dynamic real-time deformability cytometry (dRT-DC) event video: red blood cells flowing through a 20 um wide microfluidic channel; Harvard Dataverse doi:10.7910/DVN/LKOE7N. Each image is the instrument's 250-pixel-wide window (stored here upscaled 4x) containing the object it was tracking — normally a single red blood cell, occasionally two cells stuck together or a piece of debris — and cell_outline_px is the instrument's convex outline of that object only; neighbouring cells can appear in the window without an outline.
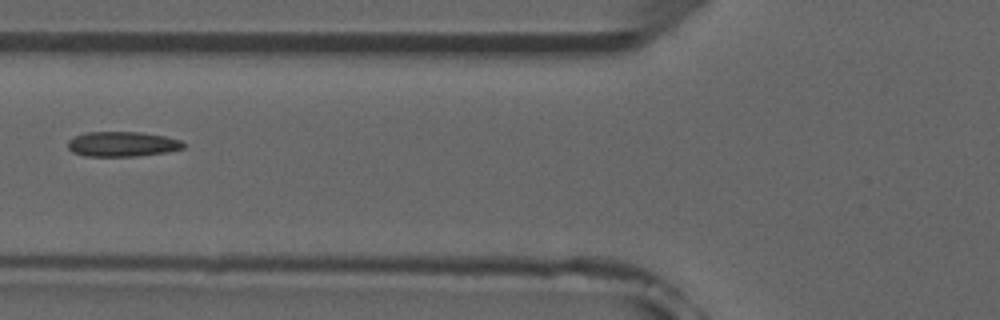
{"species": "common noctule bat (a hibernating species)", "species_latin": "Nyctalus noctula", "temperature_condition": "room temperature", "stored_images_in_passage": 6, "camera_frame_rate_fps": 3000, "um_per_image_px": 0.085, "animal": {"sex": "male", "forearm_length_mm": 52.5}, "frame": {"image": 1, "passage_image": 5, "time_ms": 4.667, "image_size_px": [1000, 320], "cell_outline_px": [[184, 148], [168, 152], [136, 156], [84, 156], [72, 152], [68, 148], [68, 140], [84, 132], [140, 132], [164, 136], [180, 140], [184, 144]], "centroid_in_image_um": [10.38, 12.25], "position_along_channel_um": 115.4, "area_um2": 16.82}}
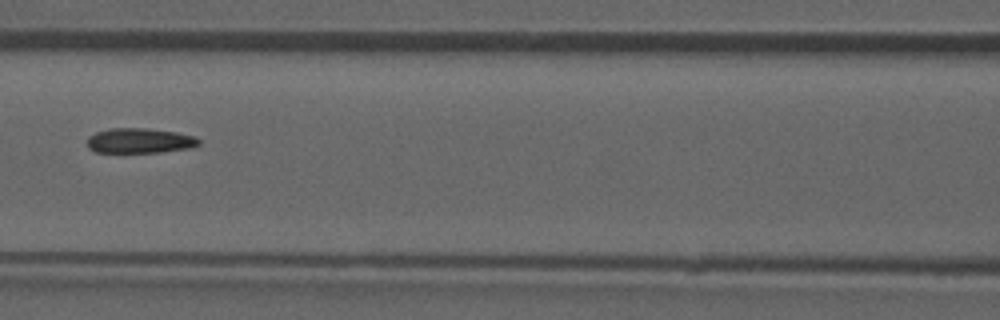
{"frame": {"image": 2, "passage_image": 6, "time_ms": 5.667, "image_size_px": [1000, 320], "cell_outline_px": [[200, 144], [192, 148], [160, 152], [96, 152], [88, 148], [88, 136], [96, 132], [112, 128], [148, 128], [176, 132], [196, 136], [200, 140]], "centroid_in_image_um": [11.91, 11.95], "position_along_channel_um": 154.7, "area_um2": 16.36}}